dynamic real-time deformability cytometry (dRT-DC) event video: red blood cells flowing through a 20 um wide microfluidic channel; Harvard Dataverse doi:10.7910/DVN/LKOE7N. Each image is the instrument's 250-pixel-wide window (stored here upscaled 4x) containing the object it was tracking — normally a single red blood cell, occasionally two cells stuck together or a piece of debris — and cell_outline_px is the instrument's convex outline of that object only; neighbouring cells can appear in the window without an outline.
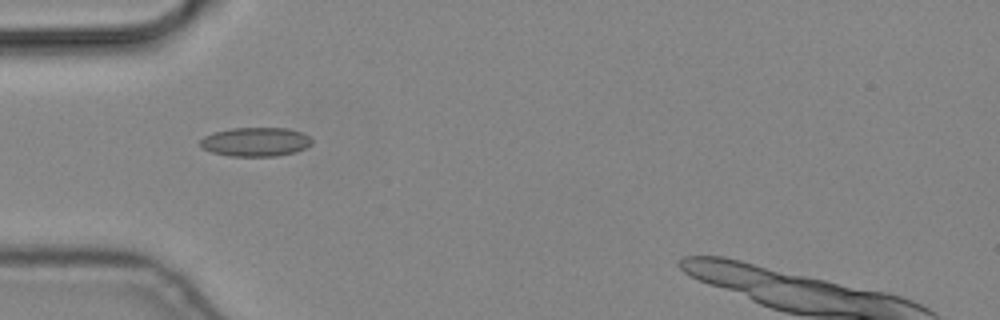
{"species": "common noctule bat (a hibernating species)", "species_latin": "Nyctalus noctula", "temperature_condition": "cold", "stored_images_in_passage": 8, "camera_frame_rate_fps": 3000, "um_per_image_px": 0.085, "animal": {"sex": "male", "body_mass_g": 19.2, "forearm_length_mm": 51.8}, "frame": {"image": 1, "passage_image": 2, "time_ms": 0.333, "image_size_px": [1000, 320], "cell_outline_px": [[312, 144], [296, 152], [276, 156], [228, 156], [212, 152], [204, 148], [200, 144], [200, 140], [204, 136], [212, 132], [232, 128], [288, 128], [300, 132], [308, 136], [312, 140]], "centroid_in_image_um": [21.71, 12.06], "position_along_channel_um": 63.3, "area_um2": 18.84}}
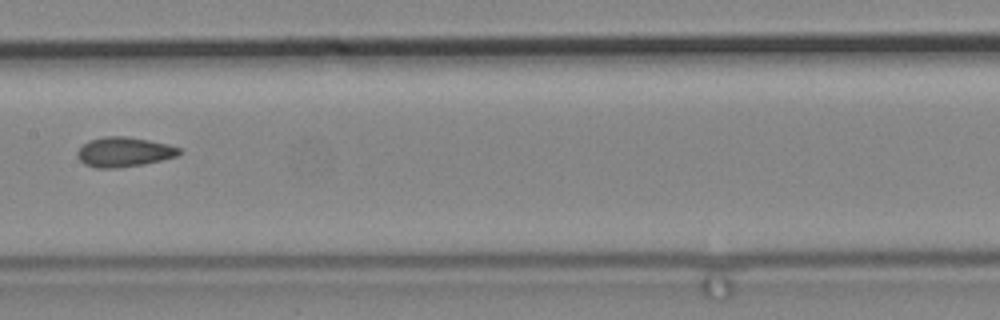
{"frame": {"image": 2, "passage_image": 5, "time_ms": 1.333, "image_size_px": [1000, 320], "cell_outline_px": [[184, 148], [176, 156], [144, 164], [116, 168], [96, 168], [84, 164], [76, 156], [76, 152], [88, 140], [104, 136], [128, 136], [168, 144]], "centroid_in_image_um": [10.53, 12.91], "position_along_channel_um": 196.9, "area_um2": 17.74}}
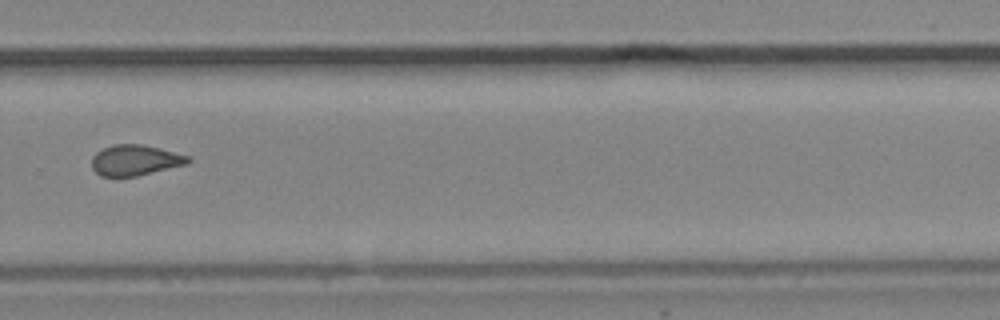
{"frame": {"image": 3, "passage_image": 8, "time_ms": 2.333, "image_size_px": [1000, 320], "cell_outline_px": [[192, 160], [188, 164], [136, 176], [100, 176], [92, 168], [92, 156], [96, 152], [112, 144], [140, 144], [160, 148], [188, 156]], "centroid_in_image_um": [11.48, 13.61], "position_along_channel_um": 318.3, "area_um2": 17.17}}